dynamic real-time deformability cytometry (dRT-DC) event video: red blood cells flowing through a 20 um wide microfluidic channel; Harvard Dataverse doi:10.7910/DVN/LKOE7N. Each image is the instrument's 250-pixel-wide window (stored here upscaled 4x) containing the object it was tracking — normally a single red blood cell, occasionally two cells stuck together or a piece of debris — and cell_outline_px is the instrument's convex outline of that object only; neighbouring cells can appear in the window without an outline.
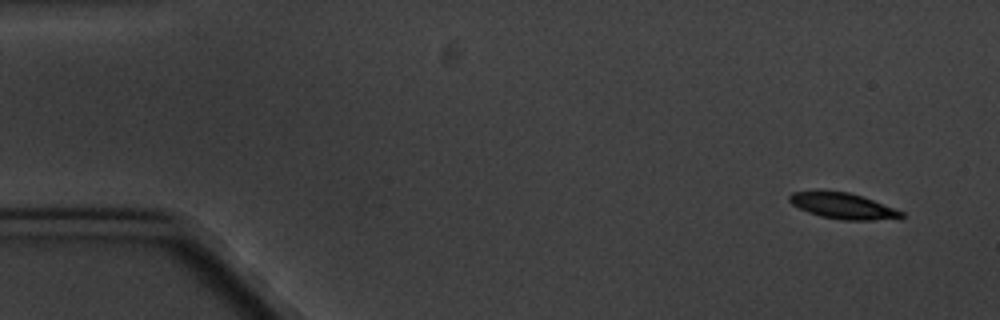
{"species": "common noctule bat (a hibernating species)", "species_latin": "Nyctalus noctula", "temperature_condition": "cold", "stored_images_in_passage": 5, "camera_frame_rate_fps": 3000, "um_per_image_px": 0.085, "animal": {"sex": "male", "body_mass_g": 20.1, "forearm_length_mm": 53.5}, "frame": {"image": 1, "passage_image": 1, "time_ms": 0.0, "image_size_px": [1000, 320], "cell_outline_px": [[904, 216], [900, 220], [844, 220], [820, 216], [808, 212], [792, 204], [788, 200], [788, 196], [792, 192], [848, 192], [872, 200], [904, 212]], "centroid_in_image_um": [71.71, 17.54], "position_along_channel_um": 13.3, "area_um2": 16.65}}